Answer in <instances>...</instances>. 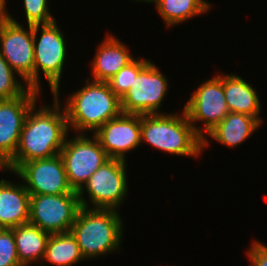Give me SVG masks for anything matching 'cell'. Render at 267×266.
<instances>
[{
  "label": "cell",
  "mask_w": 267,
  "mask_h": 266,
  "mask_svg": "<svg viewBox=\"0 0 267 266\" xmlns=\"http://www.w3.org/2000/svg\"><path fill=\"white\" fill-rule=\"evenodd\" d=\"M59 95H53V105L35 103L23 123L20 140L14 156L0 171L14 172L30 160L46 159L58 155L64 146L69 128Z\"/></svg>",
  "instance_id": "1"
},
{
  "label": "cell",
  "mask_w": 267,
  "mask_h": 266,
  "mask_svg": "<svg viewBox=\"0 0 267 266\" xmlns=\"http://www.w3.org/2000/svg\"><path fill=\"white\" fill-rule=\"evenodd\" d=\"M86 85L65 99L64 109L70 131L94 134L121 111L120 98L110 89L107 82L86 79Z\"/></svg>",
  "instance_id": "2"
},
{
  "label": "cell",
  "mask_w": 267,
  "mask_h": 266,
  "mask_svg": "<svg viewBox=\"0 0 267 266\" xmlns=\"http://www.w3.org/2000/svg\"><path fill=\"white\" fill-rule=\"evenodd\" d=\"M182 111L141 115V144L146 142L172 155L199 157L203 153V138Z\"/></svg>",
  "instance_id": "3"
},
{
  "label": "cell",
  "mask_w": 267,
  "mask_h": 266,
  "mask_svg": "<svg viewBox=\"0 0 267 266\" xmlns=\"http://www.w3.org/2000/svg\"><path fill=\"white\" fill-rule=\"evenodd\" d=\"M114 209H90L81 207L71 233L75 236L85 260L112 254L120 250L123 220Z\"/></svg>",
  "instance_id": "4"
},
{
  "label": "cell",
  "mask_w": 267,
  "mask_h": 266,
  "mask_svg": "<svg viewBox=\"0 0 267 266\" xmlns=\"http://www.w3.org/2000/svg\"><path fill=\"white\" fill-rule=\"evenodd\" d=\"M38 34H40L39 37ZM64 36L56 20L49 24L33 25L35 90L42 91L40 83L42 72L48 81L52 94L60 95L59 86H61L63 68L68 52L67 40Z\"/></svg>",
  "instance_id": "5"
},
{
  "label": "cell",
  "mask_w": 267,
  "mask_h": 266,
  "mask_svg": "<svg viewBox=\"0 0 267 266\" xmlns=\"http://www.w3.org/2000/svg\"><path fill=\"white\" fill-rule=\"evenodd\" d=\"M126 163L121 159L110 158L97 169L78 192L81 207L118 211L128 194ZM86 191L89 201L84 195Z\"/></svg>",
  "instance_id": "6"
},
{
  "label": "cell",
  "mask_w": 267,
  "mask_h": 266,
  "mask_svg": "<svg viewBox=\"0 0 267 266\" xmlns=\"http://www.w3.org/2000/svg\"><path fill=\"white\" fill-rule=\"evenodd\" d=\"M67 180L73 191L79 192L92 174L110 158L93 135L78 134L65 139L60 151Z\"/></svg>",
  "instance_id": "7"
},
{
  "label": "cell",
  "mask_w": 267,
  "mask_h": 266,
  "mask_svg": "<svg viewBox=\"0 0 267 266\" xmlns=\"http://www.w3.org/2000/svg\"><path fill=\"white\" fill-rule=\"evenodd\" d=\"M218 74L202 82L183 106L189 122L202 138L230 112L223 90V73ZM198 122H203V126H196Z\"/></svg>",
  "instance_id": "8"
},
{
  "label": "cell",
  "mask_w": 267,
  "mask_h": 266,
  "mask_svg": "<svg viewBox=\"0 0 267 266\" xmlns=\"http://www.w3.org/2000/svg\"><path fill=\"white\" fill-rule=\"evenodd\" d=\"M81 208L78 192L30 195L29 223L49 234L70 232Z\"/></svg>",
  "instance_id": "9"
},
{
  "label": "cell",
  "mask_w": 267,
  "mask_h": 266,
  "mask_svg": "<svg viewBox=\"0 0 267 266\" xmlns=\"http://www.w3.org/2000/svg\"><path fill=\"white\" fill-rule=\"evenodd\" d=\"M154 62L150 61L136 76L133 85L120 99L125 114H163L160 109L169 84Z\"/></svg>",
  "instance_id": "10"
},
{
  "label": "cell",
  "mask_w": 267,
  "mask_h": 266,
  "mask_svg": "<svg viewBox=\"0 0 267 266\" xmlns=\"http://www.w3.org/2000/svg\"><path fill=\"white\" fill-rule=\"evenodd\" d=\"M16 21L9 13V19L0 31V53L11 68L34 89V37L33 26Z\"/></svg>",
  "instance_id": "11"
},
{
  "label": "cell",
  "mask_w": 267,
  "mask_h": 266,
  "mask_svg": "<svg viewBox=\"0 0 267 266\" xmlns=\"http://www.w3.org/2000/svg\"><path fill=\"white\" fill-rule=\"evenodd\" d=\"M30 195L73 193L60 154L24 162L15 172Z\"/></svg>",
  "instance_id": "12"
},
{
  "label": "cell",
  "mask_w": 267,
  "mask_h": 266,
  "mask_svg": "<svg viewBox=\"0 0 267 266\" xmlns=\"http://www.w3.org/2000/svg\"><path fill=\"white\" fill-rule=\"evenodd\" d=\"M39 94L28 88L20 97L0 100V168L14 156L26 115Z\"/></svg>",
  "instance_id": "13"
},
{
  "label": "cell",
  "mask_w": 267,
  "mask_h": 266,
  "mask_svg": "<svg viewBox=\"0 0 267 266\" xmlns=\"http://www.w3.org/2000/svg\"><path fill=\"white\" fill-rule=\"evenodd\" d=\"M109 158L126 161L127 153L141 145V115L121 113L94 134Z\"/></svg>",
  "instance_id": "14"
},
{
  "label": "cell",
  "mask_w": 267,
  "mask_h": 266,
  "mask_svg": "<svg viewBox=\"0 0 267 266\" xmlns=\"http://www.w3.org/2000/svg\"><path fill=\"white\" fill-rule=\"evenodd\" d=\"M94 55L91 60L92 79L90 80L98 82H107L135 59L127 45L112 34L105 36L104 41L98 44Z\"/></svg>",
  "instance_id": "15"
},
{
  "label": "cell",
  "mask_w": 267,
  "mask_h": 266,
  "mask_svg": "<svg viewBox=\"0 0 267 266\" xmlns=\"http://www.w3.org/2000/svg\"><path fill=\"white\" fill-rule=\"evenodd\" d=\"M30 194L25 185L0 179V228L11 229L29 222Z\"/></svg>",
  "instance_id": "16"
},
{
  "label": "cell",
  "mask_w": 267,
  "mask_h": 266,
  "mask_svg": "<svg viewBox=\"0 0 267 266\" xmlns=\"http://www.w3.org/2000/svg\"><path fill=\"white\" fill-rule=\"evenodd\" d=\"M262 123L253 116L229 112L223 120L203 138V150L209 145L207 137L228 148H235L249 139Z\"/></svg>",
  "instance_id": "17"
},
{
  "label": "cell",
  "mask_w": 267,
  "mask_h": 266,
  "mask_svg": "<svg viewBox=\"0 0 267 266\" xmlns=\"http://www.w3.org/2000/svg\"><path fill=\"white\" fill-rule=\"evenodd\" d=\"M223 90L228 110L256 117L262 124L261 100L255 88L237 74H223Z\"/></svg>",
  "instance_id": "18"
},
{
  "label": "cell",
  "mask_w": 267,
  "mask_h": 266,
  "mask_svg": "<svg viewBox=\"0 0 267 266\" xmlns=\"http://www.w3.org/2000/svg\"><path fill=\"white\" fill-rule=\"evenodd\" d=\"M17 254L22 266L33 263H42L49 233L41 230L36 225L25 223L13 228ZM42 260V261H41Z\"/></svg>",
  "instance_id": "19"
},
{
  "label": "cell",
  "mask_w": 267,
  "mask_h": 266,
  "mask_svg": "<svg viewBox=\"0 0 267 266\" xmlns=\"http://www.w3.org/2000/svg\"><path fill=\"white\" fill-rule=\"evenodd\" d=\"M155 9L167 27L182 24L197 15L211 10V3L206 0H152Z\"/></svg>",
  "instance_id": "20"
},
{
  "label": "cell",
  "mask_w": 267,
  "mask_h": 266,
  "mask_svg": "<svg viewBox=\"0 0 267 266\" xmlns=\"http://www.w3.org/2000/svg\"><path fill=\"white\" fill-rule=\"evenodd\" d=\"M43 260L55 266H72L85 259L75 236L70 231L49 235Z\"/></svg>",
  "instance_id": "21"
},
{
  "label": "cell",
  "mask_w": 267,
  "mask_h": 266,
  "mask_svg": "<svg viewBox=\"0 0 267 266\" xmlns=\"http://www.w3.org/2000/svg\"><path fill=\"white\" fill-rule=\"evenodd\" d=\"M151 60L138 58L119 70L110 80L107 81L110 89L121 99L133 85L138 73Z\"/></svg>",
  "instance_id": "22"
},
{
  "label": "cell",
  "mask_w": 267,
  "mask_h": 266,
  "mask_svg": "<svg viewBox=\"0 0 267 266\" xmlns=\"http://www.w3.org/2000/svg\"><path fill=\"white\" fill-rule=\"evenodd\" d=\"M17 75L0 53V100L20 97L29 88Z\"/></svg>",
  "instance_id": "23"
},
{
  "label": "cell",
  "mask_w": 267,
  "mask_h": 266,
  "mask_svg": "<svg viewBox=\"0 0 267 266\" xmlns=\"http://www.w3.org/2000/svg\"><path fill=\"white\" fill-rule=\"evenodd\" d=\"M48 0H23L26 23L28 25H41L54 22L49 9Z\"/></svg>",
  "instance_id": "24"
},
{
  "label": "cell",
  "mask_w": 267,
  "mask_h": 266,
  "mask_svg": "<svg viewBox=\"0 0 267 266\" xmlns=\"http://www.w3.org/2000/svg\"><path fill=\"white\" fill-rule=\"evenodd\" d=\"M0 266H22L17 254L13 228H0Z\"/></svg>",
  "instance_id": "25"
},
{
  "label": "cell",
  "mask_w": 267,
  "mask_h": 266,
  "mask_svg": "<svg viewBox=\"0 0 267 266\" xmlns=\"http://www.w3.org/2000/svg\"><path fill=\"white\" fill-rule=\"evenodd\" d=\"M250 266H267V246L254 240L247 250Z\"/></svg>",
  "instance_id": "26"
},
{
  "label": "cell",
  "mask_w": 267,
  "mask_h": 266,
  "mask_svg": "<svg viewBox=\"0 0 267 266\" xmlns=\"http://www.w3.org/2000/svg\"><path fill=\"white\" fill-rule=\"evenodd\" d=\"M7 0H0V31L4 23L9 19V13L6 8Z\"/></svg>",
  "instance_id": "27"
},
{
  "label": "cell",
  "mask_w": 267,
  "mask_h": 266,
  "mask_svg": "<svg viewBox=\"0 0 267 266\" xmlns=\"http://www.w3.org/2000/svg\"><path fill=\"white\" fill-rule=\"evenodd\" d=\"M132 1H134V0H132ZM135 1H137V2H143V1H144V2H146V3H147V2H148V3H152V0H135Z\"/></svg>",
  "instance_id": "28"
}]
</instances>
